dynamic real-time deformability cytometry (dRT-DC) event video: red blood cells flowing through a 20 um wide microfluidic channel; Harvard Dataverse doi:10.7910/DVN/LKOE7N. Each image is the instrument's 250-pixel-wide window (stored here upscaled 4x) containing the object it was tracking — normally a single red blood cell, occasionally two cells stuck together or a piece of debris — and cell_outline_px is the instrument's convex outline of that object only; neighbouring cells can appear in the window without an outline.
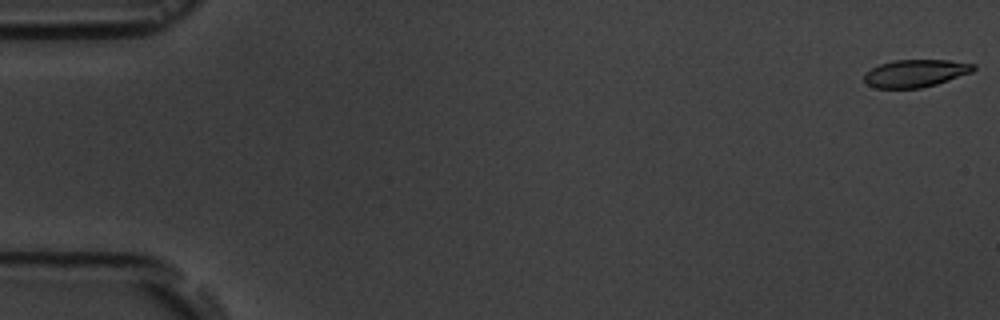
{"species": "common noctule bat (a hibernating species)", "species_latin": "Nyctalus noctula", "temperature_condition": "room temperature", "stored_images_in_passage": 5, "camera_frame_rate_fps": 3000, "um_per_image_px": 0.085, "animal": {"sex": "male", "body_mass_g": 19.5, "forearm_length_mm": 54.6}, "frame": {"image": 1, "passage_image": 1, "time_ms": 0.0, "image_size_px": [1000, 320], "cell_outline_px": [[976, 68], [972, 72], [936, 84], [920, 88], [876, 88], [868, 84], [864, 80], [864, 72], [880, 64], [896, 60], [948, 60], [976, 64]], "centroid_in_image_um": [77.82, 6.22], "position_along_channel_um": 7.2, "area_um2": 17.46}}
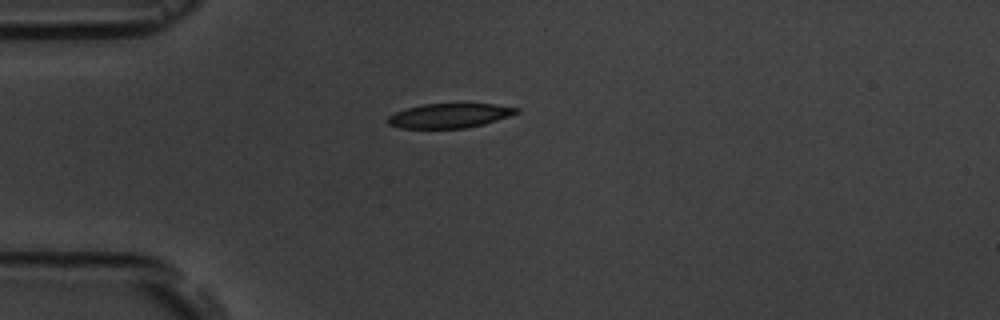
{"frame": {"image": 2, "passage_image": 5, "time_ms": 4.667, "image_size_px": [1000, 320], "cell_outline_px": [[520, 112], [484, 124], [464, 128], [400, 128], [388, 124], [388, 116], [396, 112], [408, 108], [424, 104], [492, 104], [520, 108]], "centroid_in_image_um": [38.21, 9.83], "position_along_channel_um": 46.8, "area_um2": 18.09}}